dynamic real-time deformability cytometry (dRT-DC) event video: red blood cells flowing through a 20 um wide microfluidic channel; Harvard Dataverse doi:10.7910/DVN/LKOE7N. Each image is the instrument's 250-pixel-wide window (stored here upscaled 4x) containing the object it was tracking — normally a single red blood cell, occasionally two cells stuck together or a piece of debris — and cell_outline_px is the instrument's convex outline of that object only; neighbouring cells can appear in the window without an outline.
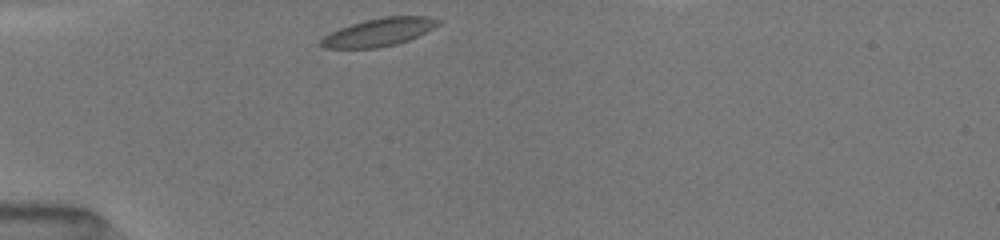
{"species": "common noctule bat (a hibernating species)", "species_latin": "Nyctalus noctula", "temperature_condition": "room temperature", "stored_images_in_passage": 31, "camera_frame_rate_fps": 3000, "um_per_image_px": 0.085, "animal": {"sex": "female", "body_mass_g": 19.5, "forearm_length_mm": 54.1}, "frame": {"image": 1, "passage_image": 1, "time_ms": 0.0, "image_size_px": [1000, 240], "cell_outline_px": [[440, 24], [408, 40], [396, 44], [376, 48], [324, 48], [320, 44], [320, 40], [324, 36], [340, 28], [364, 20], [384, 16], [428, 16], [440, 20]], "centroid_in_image_um": [32.2, 2.73], "position_along_channel_um": 52.8, "area_um2": 18.84}}
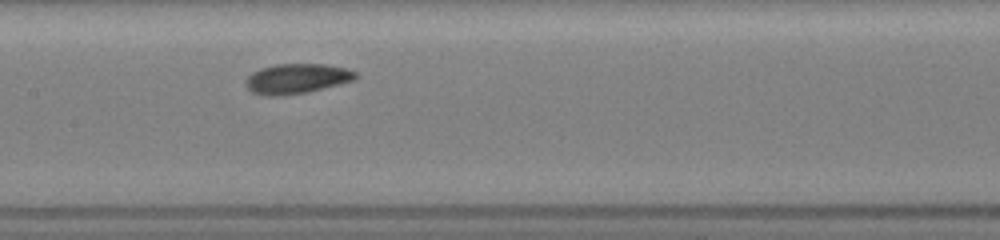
{"frame": {"image": 2, "passage_image": 12, "time_ms": 3.667, "image_size_px": [1000, 240], "cell_outline_px": [[360, 76], [356, 80], [308, 92], [268, 96], [264, 96], [252, 92], [244, 84], [244, 80], [252, 72], [260, 68], [276, 64], [324, 64], [344, 68], [356, 72]], "centroid_in_image_um": [25.22, 6.68], "position_along_channel_um": 182.2, "area_um2": 19.25}}
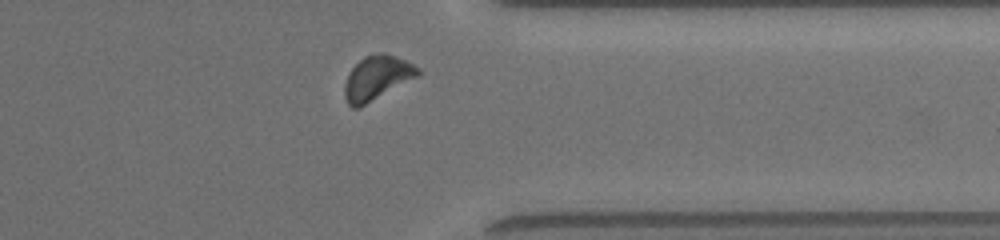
{"frame": {"image": 3, "passage_image": 27, "time_ms": 8.667, "image_size_px": [1000, 240], "cell_outline_px": [[420, 76], [360, 108], [352, 108], [348, 104], [344, 96], [344, 84], [352, 68], [364, 56], [380, 52], [384, 52], [404, 60], [412, 64], [420, 72]], "centroid_in_image_um": [32.03, 6.65], "position_along_channel_um": 379.4, "area_um2": 18.96}, "authors_computed_cell_mechanics": {"area_um2": 18.3804, "velocity_mm_per_s": 4.0057, "shape_relaxation_time_tau1_ms": 3.0134, "shape_relaxation_time_tau2_ms": 7.5207, "deformation_change_tau1": 0.0644, "deformation_change_tau2": 0.1084}}